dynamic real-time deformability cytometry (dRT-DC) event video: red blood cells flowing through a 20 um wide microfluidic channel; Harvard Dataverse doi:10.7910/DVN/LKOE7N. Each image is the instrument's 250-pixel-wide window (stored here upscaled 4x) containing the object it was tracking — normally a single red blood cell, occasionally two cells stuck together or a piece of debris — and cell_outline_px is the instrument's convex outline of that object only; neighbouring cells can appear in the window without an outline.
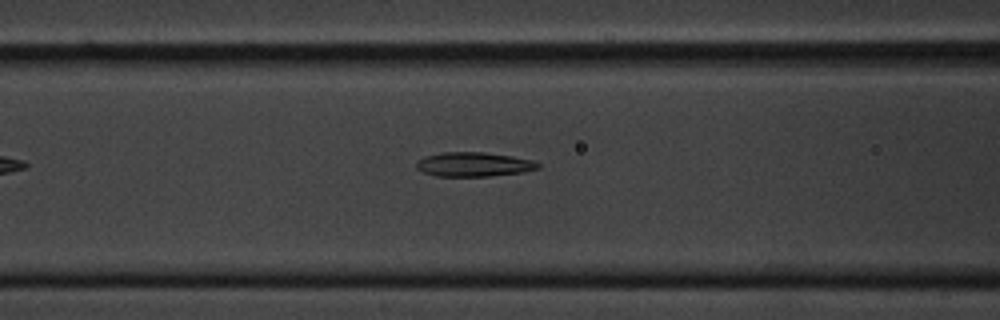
{"species": "common noctule bat (a hibernating species)", "species_latin": "Nyctalus noctula", "temperature_condition": "cold", "stored_images_in_passage": 42, "camera_frame_rate_fps": 3000, "um_per_image_px": 0.085, "animal": {"sex": "male", "body_mass_g": 20.1, "forearm_length_mm": 53.5}, "frame": {"image": 1, "passage_image": 6, "time_ms": 1.667, "image_size_px": [1000, 320], "cell_outline_px": [[540, 168], [524, 172], [488, 176], [436, 176], [424, 172], [416, 168], [416, 160], [424, 156], [444, 152], [484, 152], [512, 156], [532, 160], [540, 164]], "centroid_in_image_um": [40.26, 13.97], "position_along_channel_um": 126.3, "area_um2": 17.28}}
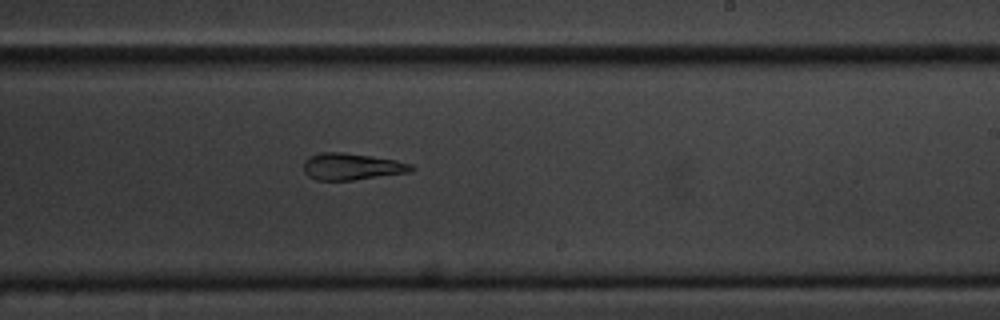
{"frame": {"image": 2, "passage_image": 18, "time_ms": 5.667, "image_size_px": [1000, 320], "cell_outline_px": [[416, 168], [412, 172], [352, 180], [316, 180], [308, 176], [304, 172], [304, 160], [320, 152], [344, 152], [372, 156], [396, 160], [412, 164]], "centroid_in_image_um": [29.93, 14.16], "position_along_channel_um": 259.1, "area_um2": 16.88}}
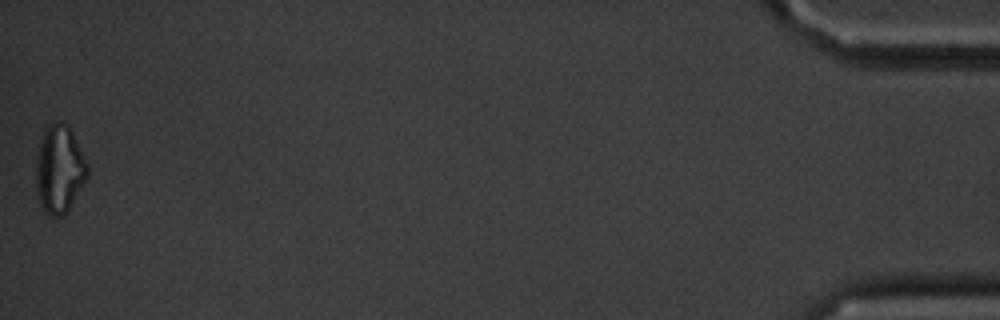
{"frame": {"image": 3, "passage_image": 42, "time_ms": 13.667, "image_size_px": [1000, 320], "cell_outline_px": [[88, 176], [84, 184], [68, 212], [64, 216], [52, 216], [44, 212], [36, 196], [36, 156], [40, 140], [44, 128], [48, 124], [60, 120], [68, 124], [88, 164]], "centroid_in_image_um": [5.04, 14.39], "position_along_channel_um": 430.2, "area_um2": 26.93}, "authors_computed_cell_mechanics": {"area_um2": 17.7157, "velocity_mm_per_s": 3.3239, "shape_relaxation_time_tau1_ms": null, "shape_relaxation_time_tau2_ms": 4.1938, "deformation_change_tau1": null, "deformation_change_tau2": 0.1435}}